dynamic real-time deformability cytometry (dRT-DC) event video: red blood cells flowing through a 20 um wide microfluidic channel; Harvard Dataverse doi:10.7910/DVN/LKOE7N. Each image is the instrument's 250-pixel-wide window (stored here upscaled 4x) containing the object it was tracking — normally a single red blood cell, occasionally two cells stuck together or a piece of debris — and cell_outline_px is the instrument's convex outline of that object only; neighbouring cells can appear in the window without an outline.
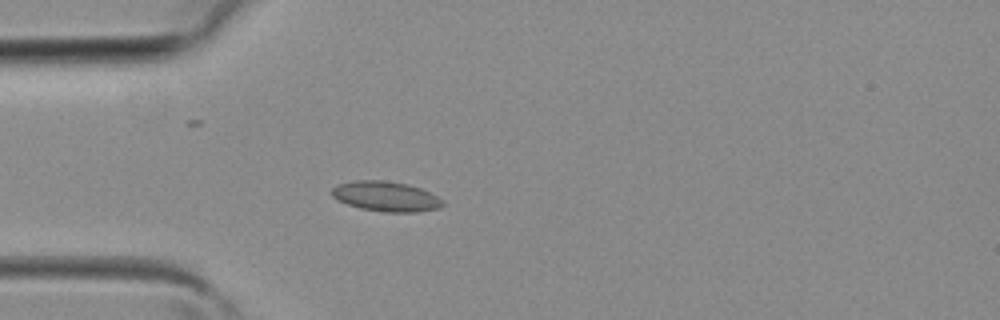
{"species": "common noctule bat (a hibernating species)", "species_latin": "Nyctalus noctula", "temperature_condition": "room temperature", "stored_images_in_passage": 40, "camera_frame_rate_fps": 3000, "um_per_image_px": 0.085, "animal": {"sex": "female", "body_mass_g": 19.3, "forearm_length_mm": 54.1}, "frame": {"image": 1, "passage_image": 11, "time_ms": 3.333, "image_size_px": [1000, 320], "cell_outline_px": [[444, 204], [440, 208], [416, 212], [384, 212], [360, 208], [336, 200], [332, 196], [332, 188], [336, 184], [356, 180], [384, 180], [408, 184], [420, 188], [444, 200]], "centroid_in_image_um": [32.79, 16.69], "position_along_channel_um": 52.2, "area_um2": 19.48}}
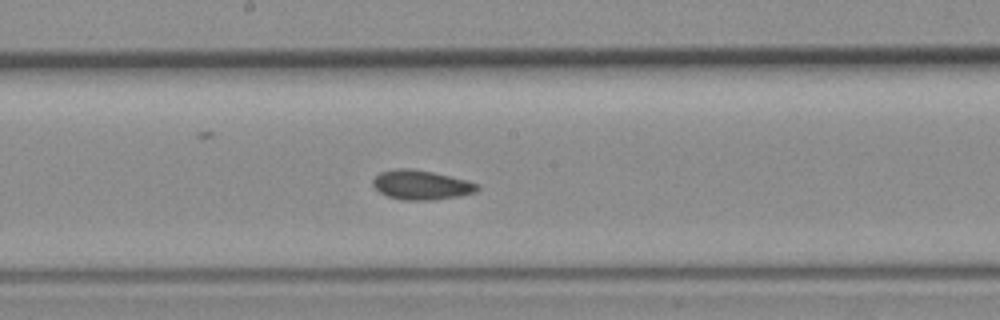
{"frame": {"image": 2, "passage_image": 21, "time_ms": 6.667, "image_size_px": [1000, 320], "cell_outline_px": [[480, 188], [476, 192], [460, 196], [436, 200], [404, 200], [388, 196], [380, 192], [372, 184], [372, 180], [380, 172], [396, 168], [412, 168], [432, 172], [480, 184]], "centroid_in_image_um": [35.81, 15.72], "position_along_channel_um": 212.4, "area_um2": 17.92}}
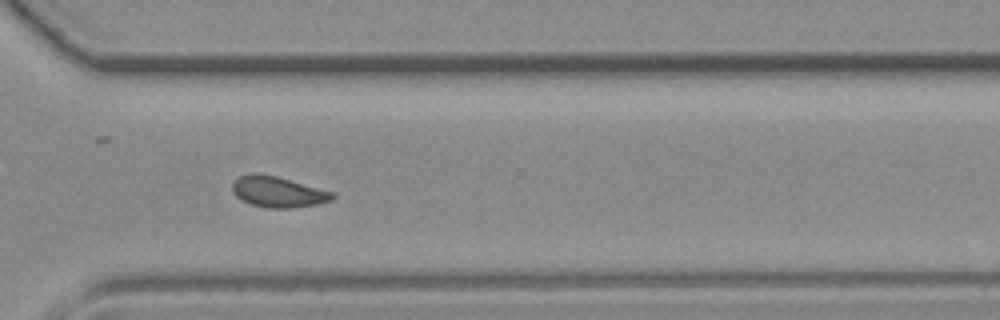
{"frame": {"image": 3, "passage_image": 29, "time_ms": 9.333, "image_size_px": [1000, 320], "cell_outline_px": [[336, 196], [332, 200], [316, 204], [292, 208], [268, 208], [252, 204], [236, 196], [232, 192], [232, 184], [240, 176], [252, 172], [260, 172], [276, 176], [332, 192]], "centroid_in_image_um": [23.6, 16.3], "position_along_channel_um": 347.0, "area_um2": 17.8}}